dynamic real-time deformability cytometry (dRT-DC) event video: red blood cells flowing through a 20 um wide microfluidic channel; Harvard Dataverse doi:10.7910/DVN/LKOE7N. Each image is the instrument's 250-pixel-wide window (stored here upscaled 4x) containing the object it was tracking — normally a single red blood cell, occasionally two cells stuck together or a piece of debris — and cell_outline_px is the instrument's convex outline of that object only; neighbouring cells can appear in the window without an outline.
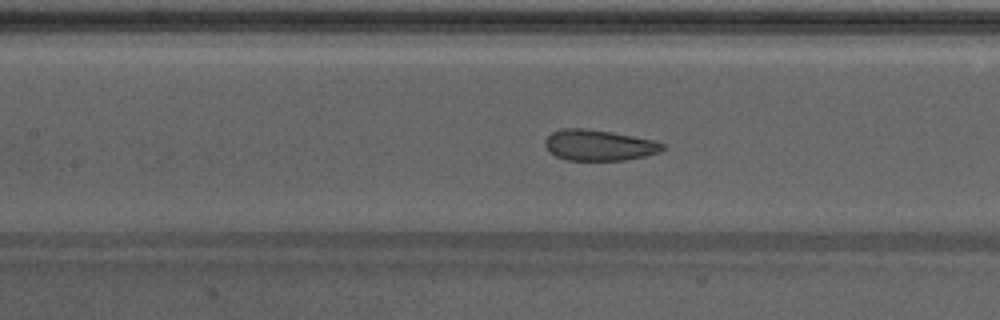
{"species": "Egyptian fruit bat (a non-hibernating species)", "species_latin": "Rousettus aegyptiacus", "temperature_condition": "warm", "stored_images_in_passage": 48, "camera_frame_rate_fps": 3000, "um_per_image_px": 0.085, "animal": {"sex": "male"}, "frame": {"image": 1, "passage_image": 22, "time_ms": 7.0, "image_size_px": [1000, 320], "cell_outline_px": [[664, 148], [660, 152], [644, 156], [624, 160], [568, 160], [556, 156], [544, 144], [544, 140], [552, 132], [564, 128], [584, 128], [612, 132], [652, 140], [664, 144]], "centroid_in_image_um": [50.9, 12.34], "position_along_channel_um": 156.5, "area_um2": 20.87}}
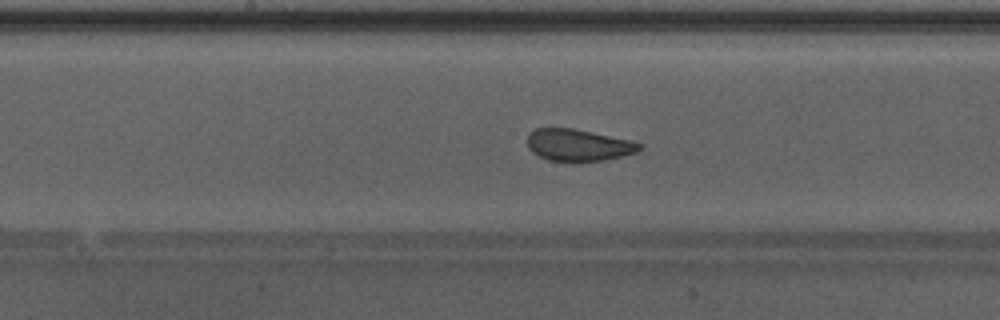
{"frame": {"image": 2, "passage_image": 25, "time_ms": 8.0, "image_size_px": [1000, 320], "cell_outline_px": [[644, 144], [636, 152], [624, 156], [604, 160], [548, 160], [532, 152], [528, 148], [528, 136], [536, 128], [572, 128], [632, 140]], "centroid_in_image_um": [49.19, 12.32], "position_along_channel_um": 199.0, "area_um2": 20.52}}
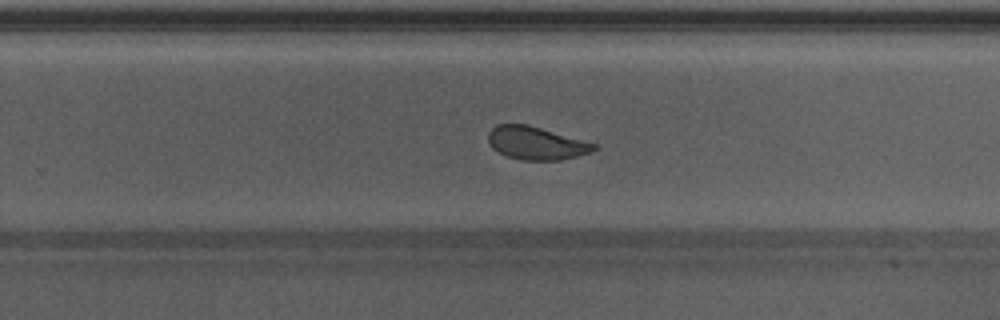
{"frame": {"image": 3, "passage_image": 31, "time_ms": 10.0, "image_size_px": [1000, 320], "cell_outline_px": [[596, 148], [592, 152], [560, 160], [520, 160], [508, 156], [492, 148], [488, 140], [488, 132], [496, 124], [528, 124], [596, 144]], "centroid_in_image_um": [45.55, 12.16], "position_along_channel_um": 284.3, "area_um2": 20.17}, "authors_computed_cell_mechanics": {"area_um2": 22.8599, "velocity_mm_per_s": 4.2723, "shape_relaxation_time_tau1_ms": 5.9758, "shape_relaxation_time_tau2_ms": 0.9263, "deformation_change_tau1": 0.1044, "deformation_change_tau2": 0.0358}}